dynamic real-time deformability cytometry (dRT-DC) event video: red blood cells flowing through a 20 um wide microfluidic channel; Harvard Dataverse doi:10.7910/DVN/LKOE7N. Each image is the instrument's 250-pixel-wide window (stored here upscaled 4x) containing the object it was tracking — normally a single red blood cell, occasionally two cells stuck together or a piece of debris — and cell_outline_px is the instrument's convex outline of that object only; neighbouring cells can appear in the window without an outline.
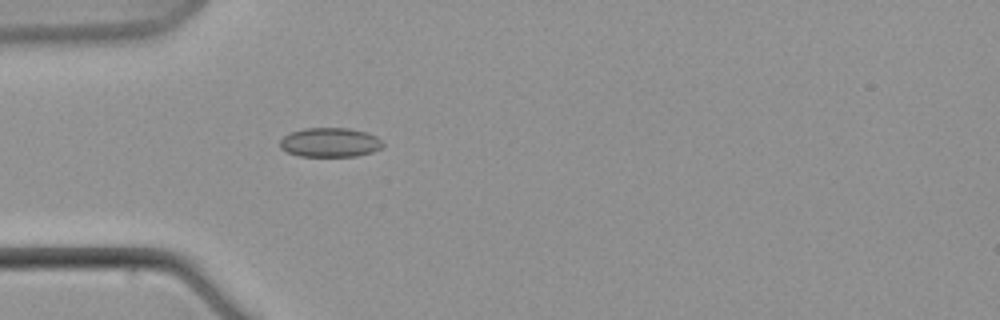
{"species": "common noctule bat (a hibernating species)", "species_latin": "Nyctalus noctula", "temperature_condition": "warm", "stored_images_in_passage": 1, "camera_frame_rate_fps": 3000, "um_per_image_px": 0.085, "animal": {"sex": "male", "body_mass_g": 21.5, "forearm_length_mm": 52.0}, "frame": {"image": 1, "passage_image": 1, "time_ms": 0.0, "image_size_px": [1000, 320], "cell_outline_px": [[384, 144], [380, 148], [372, 152], [356, 156], [300, 156], [288, 152], [280, 148], [280, 140], [284, 136], [292, 132], [304, 128], [348, 128], [368, 132], [376, 136]], "centroid_in_image_um": [28.05, 12.1], "position_along_channel_um": 56.9, "area_um2": 17.51}}